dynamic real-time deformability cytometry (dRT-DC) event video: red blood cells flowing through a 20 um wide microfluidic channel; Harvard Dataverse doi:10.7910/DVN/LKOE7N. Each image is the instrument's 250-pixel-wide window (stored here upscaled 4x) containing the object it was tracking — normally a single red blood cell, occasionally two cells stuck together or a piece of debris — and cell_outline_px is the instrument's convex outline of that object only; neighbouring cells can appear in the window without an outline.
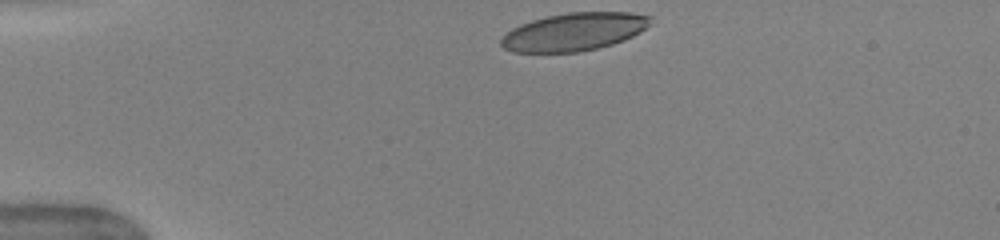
{"species": "human", "species_latin": "Homo sapiens", "temperature_condition": "warm", "stored_images_in_passage": 35, "camera_frame_rate_fps": 3000, "um_per_image_px": 0.085, "donor": {"sex": "female"}, "frame": {"image": 1, "passage_image": 1, "time_ms": 0.0, "image_size_px": [1000, 240], "cell_outline_px": [[652, 16], [648, 24], [640, 32], [624, 40], [612, 44], [596, 48], [576, 52], [512, 52], [504, 48], [500, 44], [500, 40], [512, 28], [520, 24], [532, 20], [548, 16], [568, 12], [628, 12]], "centroid_in_image_um": [48.77, 2.7], "position_along_channel_um": 36.2, "area_um2": 32.71}}
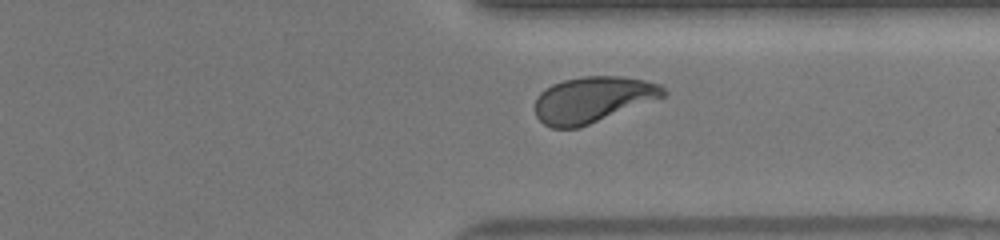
{"frame": {"image": 2, "passage_image": 29, "time_ms": 9.333, "image_size_px": [1000, 240], "cell_outline_px": [[668, 96], [580, 128], [552, 128], [544, 124], [536, 116], [536, 96], [540, 92], [552, 84], [564, 80], [584, 76], [620, 76], [644, 80], [664, 84], [668, 92]], "centroid_in_image_um": [50.46, 8.46], "position_along_channel_um": 360.9, "area_um2": 34.91}}
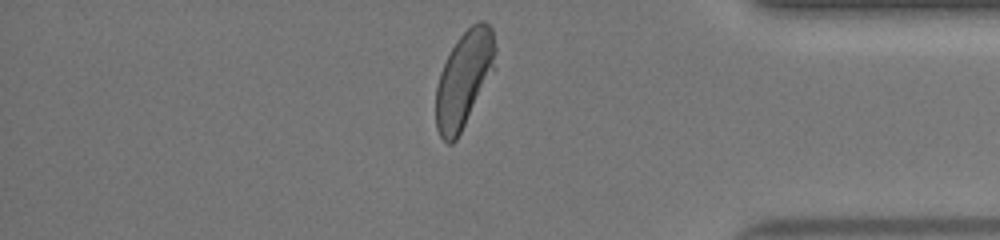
{"frame": {"image": 3, "passage_image": 33, "time_ms": 10.667, "image_size_px": [1000, 240], "cell_outline_px": [[496, 52], [492, 68], [456, 140], [452, 144], [448, 144], [440, 136], [436, 128], [436, 88], [440, 72], [456, 40], [476, 20], [484, 20], [492, 28], [496, 48]], "centroid_in_image_um": [39.4, 6.68], "position_along_channel_um": 395.8, "area_um2": 32.19}, "authors_computed_cell_mechanics": {"area_um2": 34.7378, "velocity_mm_per_s": 4.0353, "shape_relaxation_time_tau1_ms": 3.6004, "shape_relaxation_time_tau2_ms": 0.6818, "deformation_change_tau1": 0.1623, "deformation_change_tau2": 0.0734}}